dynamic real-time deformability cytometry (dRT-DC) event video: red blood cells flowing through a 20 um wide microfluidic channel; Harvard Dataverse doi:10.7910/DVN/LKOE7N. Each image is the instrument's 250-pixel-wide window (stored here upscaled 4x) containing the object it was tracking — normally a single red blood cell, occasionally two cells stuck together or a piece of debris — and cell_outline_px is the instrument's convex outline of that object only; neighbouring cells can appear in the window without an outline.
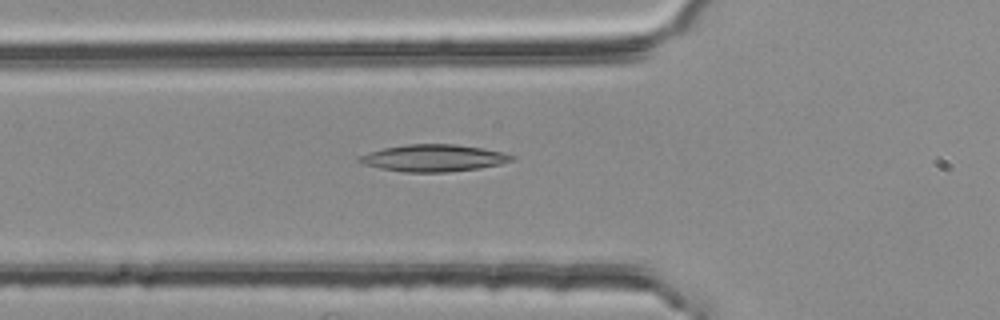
{"species": "common noctule bat (a hibernating species)", "species_latin": "Nyctalus noctula", "temperature_condition": "room temperature", "stored_images_in_passage": 44, "camera_frame_rate_fps": 3000, "um_per_image_px": 0.085, "animal": {"sex": "female", "body_mass_g": 25.1}, "frame": {"image": 1, "passage_image": 9, "time_ms": 2.667, "image_size_px": [1000, 320], "cell_outline_px": [[516, 156], [512, 160], [500, 164], [480, 168], [448, 172], [404, 172], [380, 168], [364, 164], [356, 160], [360, 156], [368, 152], [384, 148], [408, 144], [456, 144], [484, 148], [504, 152]], "centroid_in_image_um": [36.88, 13.43], "position_along_channel_um": 88.9, "area_um2": 23.99}}
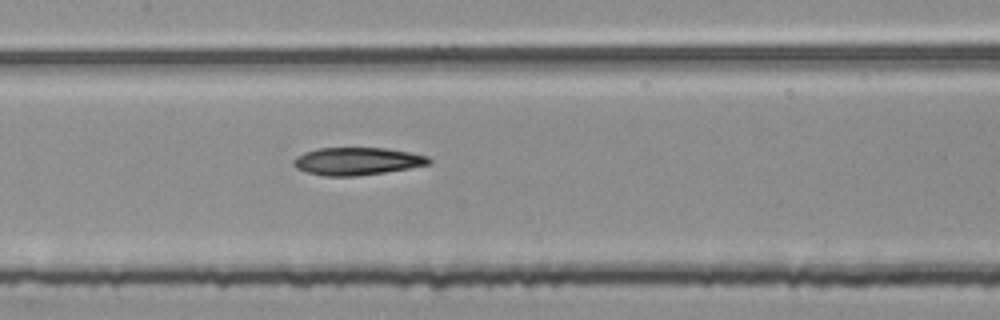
{"frame": {"image": 2, "passage_image": 16, "time_ms": 5.0, "image_size_px": [1000, 320], "cell_outline_px": [[432, 164], [384, 172], [356, 176], [324, 176], [308, 172], [296, 168], [292, 164], [292, 160], [296, 156], [304, 152], [320, 148], [384, 148], [408, 152], [428, 156], [432, 160]], "centroid_in_image_um": [30.34, 13.7], "position_along_channel_um": 177.1, "area_um2": 21.73}}
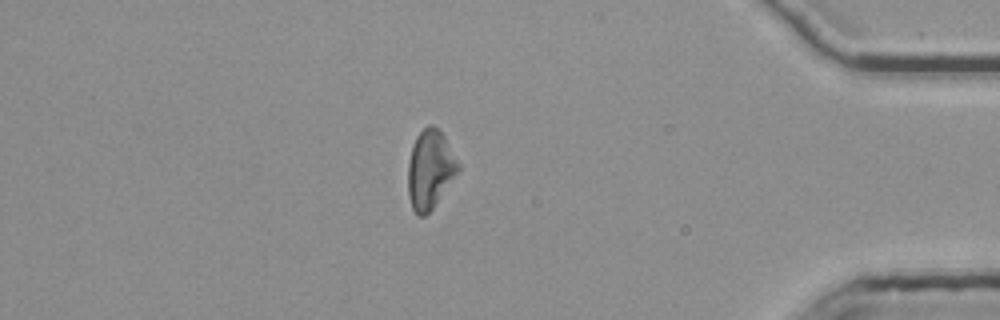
{"frame": {"image": 3, "passage_image": 37, "time_ms": 12.0, "image_size_px": [1000, 320], "cell_outline_px": [[460, 168], [432, 208], [424, 216], [416, 216], [412, 208], [408, 196], [408, 164], [412, 148], [416, 136], [428, 124], [432, 124], [440, 128], [460, 164]], "centroid_in_image_um": [36.54, 14.37], "position_along_channel_um": 398.7, "area_um2": 22.89}}